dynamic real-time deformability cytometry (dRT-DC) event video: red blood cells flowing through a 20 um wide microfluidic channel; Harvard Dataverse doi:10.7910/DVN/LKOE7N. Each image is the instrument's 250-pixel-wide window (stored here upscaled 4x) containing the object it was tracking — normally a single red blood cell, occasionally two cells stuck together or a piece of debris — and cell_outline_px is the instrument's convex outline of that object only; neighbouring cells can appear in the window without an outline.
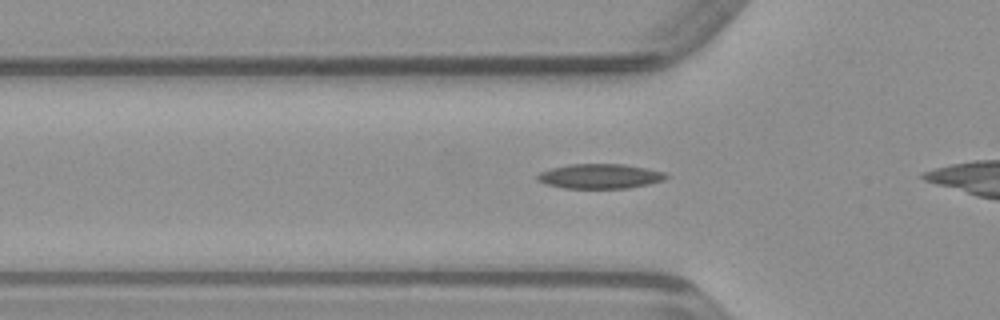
{"species": "common noctule bat (a hibernating species)", "species_latin": "Nyctalus noctula", "temperature_condition": "warm", "stored_images_in_passage": 26, "camera_frame_rate_fps": 3000, "um_per_image_px": 0.085, "animal": {"sex": "male", "body_mass_g": 23.1, "forearm_length_mm": 52.7}, "frame": {"image": 1, "passage_image": 6, "time_ms": 1.667, "image_size_px": [1000, 320], "cell_outline_px": [[668, 176], [664, 180], [648, 184], [628, 188], [564, 188], [544, 184], [536, 180], [536, 176], [540, 172], [552, 168], [568, 164], [624, 164], [664, 172]], "centroid_in_image_um": [50.95, 14.98], "position_along_channel_um": 74.9, "area_um2": 18.5}}
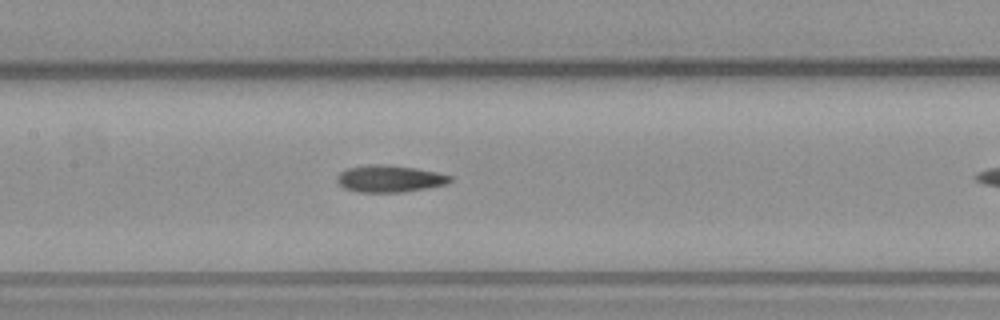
{"frame": {"image": 2, "passage_image": 13, "time_ms": 4.0, "image_size_px": [1000, 320], "cell_outline_px": [[452, 180], [448, 184], [404, 192], [360, 192], [344, 188], [336, 180], [336, 176], [340, 172], [348, 168], [368, 164], [388, 164], [416, 168], [436, 172], [452, 176]], "centroid_in_image_um": [33.12, 15.18], "position_along_channel_um": 174.3, "area_um2": 17.86}}
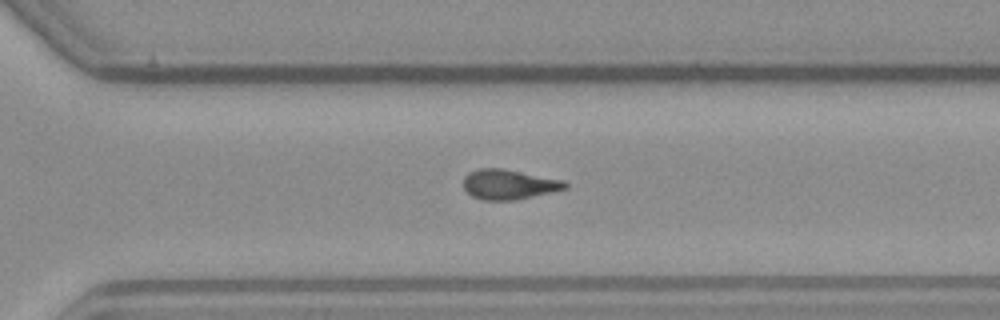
{"frame": {"image": 3, "passage_image": 24, "time_ms": 7.667, "image_size_px": [1000, 320], "cell_outline_px": [[568, 188], [516, 200], [484, 200], [472, 196], [464, 188], [464, 176], [468, 172], [480, 168], [500, 168], [564, 180], [568, 184]], "centroid_in_image_um": [43.25, 15.67], "position_along_channel_um": 327.4, "area_um2": 17.63}}